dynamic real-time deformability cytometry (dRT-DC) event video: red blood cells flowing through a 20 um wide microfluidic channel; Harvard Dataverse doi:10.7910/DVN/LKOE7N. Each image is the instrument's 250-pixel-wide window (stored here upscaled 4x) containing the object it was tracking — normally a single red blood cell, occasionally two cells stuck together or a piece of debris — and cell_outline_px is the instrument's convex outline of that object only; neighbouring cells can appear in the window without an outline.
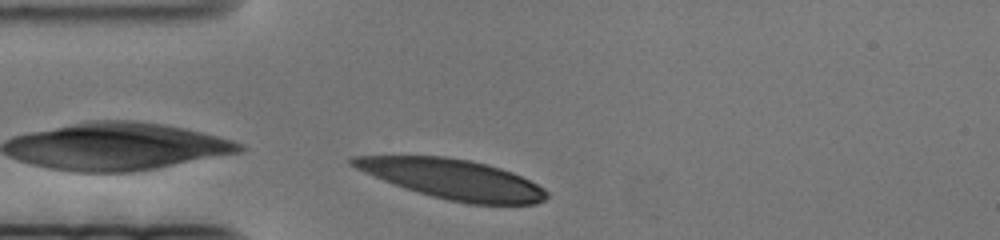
{"species": "human", "species_latin": "Homo sapiens", "temperature_condition": "cold", "stored_images_in_passage": 43, "camera_frame_rate_fps": 3000, "um_per_image_px": 0.085, "donor": {"sex": "female"}, "frame": {"image": 1, "passage_image": 1, "time_ms": 0.0, "image_size_px": [1000, 240], "cell_outline_px": [[548, 196], [544, 200], [536, 204], [468, 204], [448, 200], [432, 196], [384, 180], [364, 172], [348, 164], [348, 160], [352, 156], [444, 156], [472, 160], [488, 164], [512, 172], [544, 188], [548, 192]], "centroid_in_image_um": [38.5, 15.22], "position_along_channel_um": 46.5, "area_um2": 44.56}}
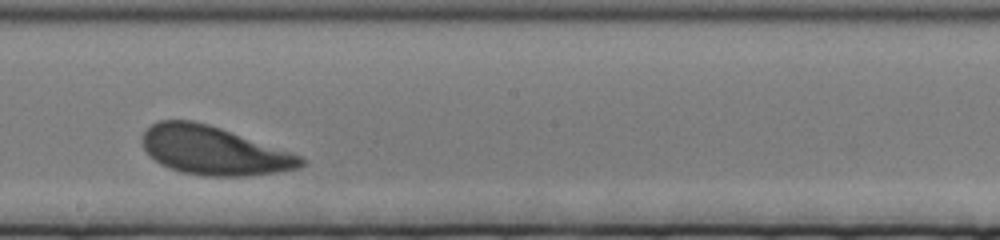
{"frame": {"image": 2, "passage_image": 25, "time_ms": 8.0, "image_size_px": [1000, 240], "cell_outline_px": [[304, 164], [300, 168], [276, 172], [244, 176], [204, 176], [180, 172], [168, 168], [160, 164], [144, 148], [144, 132], [152, 124], [160, 120], [192, 120], [208, 124], [292, 152], [300, 156], [304, 160]], "centroid_in_image_um": [18.18, 12.81], "position_along_channel_um": 230.0, "area_um2": 44.39}}
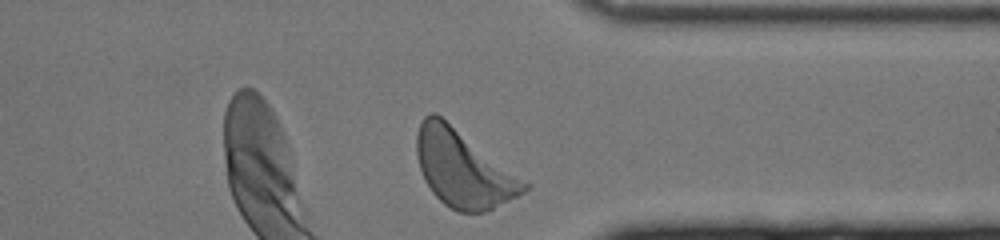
{"frame": {"image": 3, "passage_image": 43, "time_ms": 14.0, "image_size_px": [1000, 240], "cell_outline_px": [[532, 188], [484, 212], [460, 212], [444, 204], [432, 192], [424, 180], [416, 156], [416, 136], [420, 120], [428, 112], [436, 112], [532, 184]], "centroid_in_image_um": [39.37, 14.31], "position_along_channel_um": 372.0, "area_um2": 48.26}}